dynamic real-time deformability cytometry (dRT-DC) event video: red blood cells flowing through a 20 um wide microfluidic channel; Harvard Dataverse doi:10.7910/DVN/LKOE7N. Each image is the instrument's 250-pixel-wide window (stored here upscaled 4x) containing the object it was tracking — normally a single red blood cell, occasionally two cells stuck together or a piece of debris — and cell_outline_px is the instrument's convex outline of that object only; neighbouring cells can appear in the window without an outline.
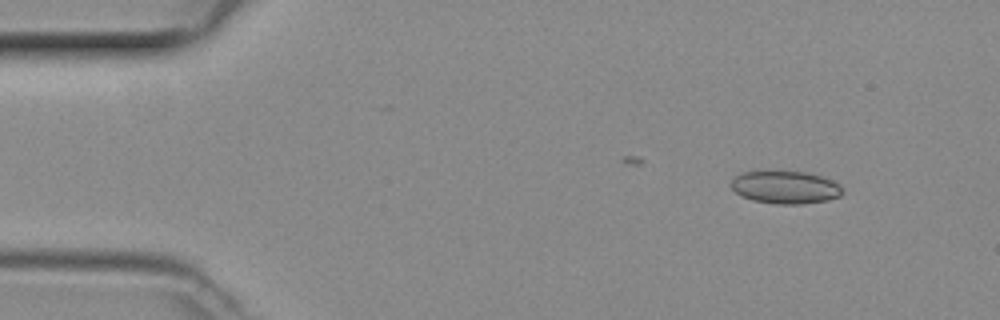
{"species": "common noctule bat (a hibernating species)", "species_latin": "Nyctalus noctula", "temperature_condition": "room temperature", "stored_images_in_passage": 12, "camera_frame_rate_fps": 3000, "um_per_image_px": 0.085, "animal": {"sex": "female", "body_mass_g": 29.2, "forearm_length_mm": 56.3}, "frame": {"image": 1, "passage_image": 4, "time_ms": 1.0, "image_size_px": [1000, 320], "cell_outline_px": [[844, 192], [840, 196], [828, 200], [800, 204], [776, 204], [752, 200], [736, 192], [728, 184], [736, 176], [744, 172], [768, 168], [804, 172], [820, 176], [832, 180], [840, 184]], "centroid_in_image_um": [66.73, 15.88], "position_along_channel_um": 18.3, "area_um2": 21.91}}
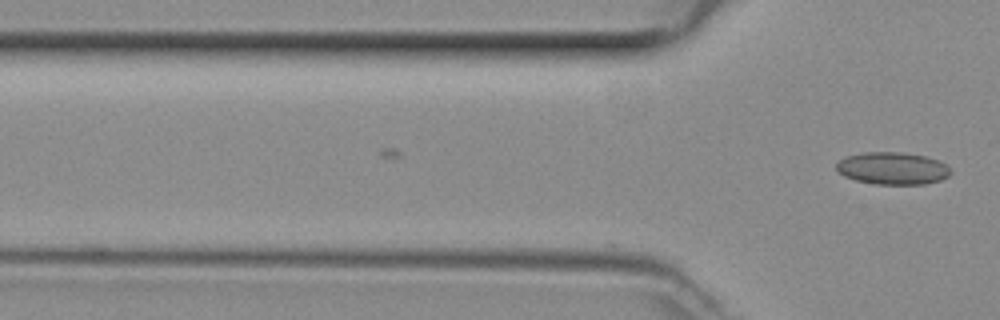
{"frame": {"image": 2, "passage_image": 12, "time_ms": 3.667, "image_size_px": [1000, 320], "cell_outline_px": [[952, 172], [948, 176], [940, 180], [924, 184], [876, 184], [856, 180], [844, 176], [836, 168], [836, 164], [844, 156], [864, 152], [904, 152], [924, 156], [936, 160], [944, 164]], "centroid_in_image_um": [75.84, 14.3], "position_along_channel_um": 50.0, "area_um2": 21.39}}